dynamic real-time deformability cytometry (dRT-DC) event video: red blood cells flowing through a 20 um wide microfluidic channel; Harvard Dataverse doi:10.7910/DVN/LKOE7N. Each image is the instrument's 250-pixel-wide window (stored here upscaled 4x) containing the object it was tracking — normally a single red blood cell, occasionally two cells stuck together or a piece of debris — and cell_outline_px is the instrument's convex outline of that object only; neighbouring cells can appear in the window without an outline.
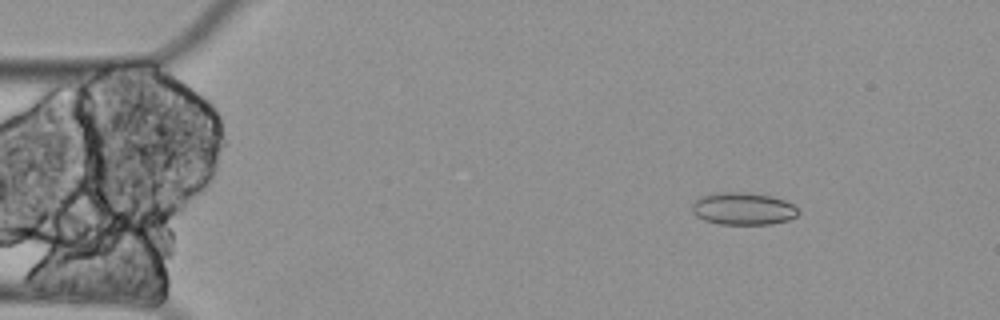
{"species": "Egyptian fruit bat (a non-hibernating species)", "species_latin": "Rousettus aegyptiacus", "temperature_condition": "cold", "stored_images_in_passage": 8, "camera_frame_rate_fps": 3000, "um_per_image_px": 0.085, "animal": {"sex": "female"}, "frame": {"image": 1, "passage_image": 1, "time_ms": 0.0, "image_size_px": [1000, 320], "cell_outline_px": [[800, 212], [796, 216], [788, 220], [772, 224], [720, 224], [704, 220], [696, 216], [692, 212], [692, 204], [700, 196], [716, 192], [748, 192], [772, 196], [784, 200], [792, 204]], "centroid_in_image_um": [63.15, 17.73], "position_along_channel_um": 21.8, "area_um2": 20.17}}
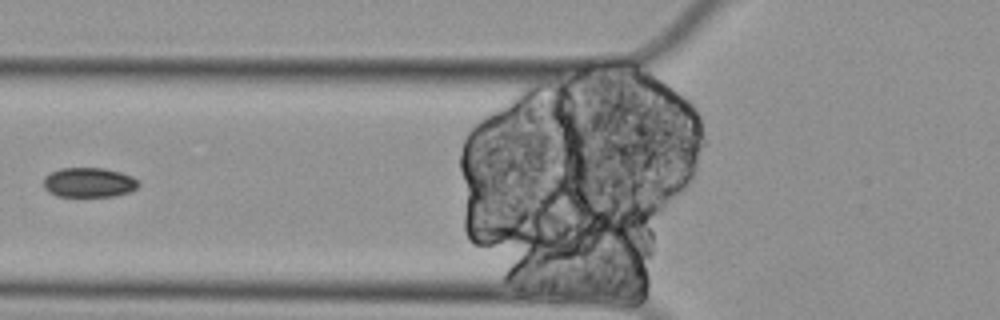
{"frame": {"image": 2, "passage_image": 5, "time_ms": 1.333, "image_size_px": [1000, 320], "cell_outline_px": [[140, 184], [136, 188], [128, 192], [112, 196], [56, 196], [48, 192], [44, 188], [44, 176], [60, 168], [104, 168], [120, 172], [132, 176]], "centroid_in_image_um": [7.53, 15.5], "position_along_channel_um": 118.3, "area_um2": 16.36}}
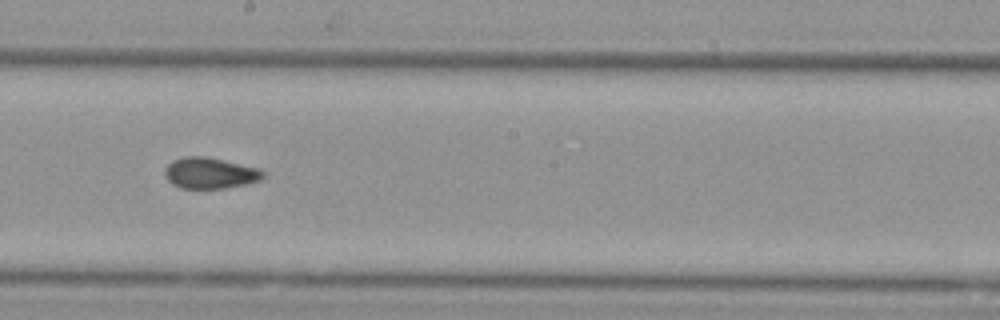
{"frame": {"image": 3, "passage_image": 8, "time_ms": 2.333, "image_size_px": [1000, 320], "cell_outline_px": [[264, 176], [260, 180], [248, 184], [224, 188], [180, 188], [172, 184], [168, 180], [164, 172], [164, 168], [172, 160], [184, 156], [204, 156], [224, 160], [256, 168], [264, 172]], "centroid_in_image_um": [17.81, 14.71], "position_along_channel_um": 230.4, "area_um2": 17.74}}